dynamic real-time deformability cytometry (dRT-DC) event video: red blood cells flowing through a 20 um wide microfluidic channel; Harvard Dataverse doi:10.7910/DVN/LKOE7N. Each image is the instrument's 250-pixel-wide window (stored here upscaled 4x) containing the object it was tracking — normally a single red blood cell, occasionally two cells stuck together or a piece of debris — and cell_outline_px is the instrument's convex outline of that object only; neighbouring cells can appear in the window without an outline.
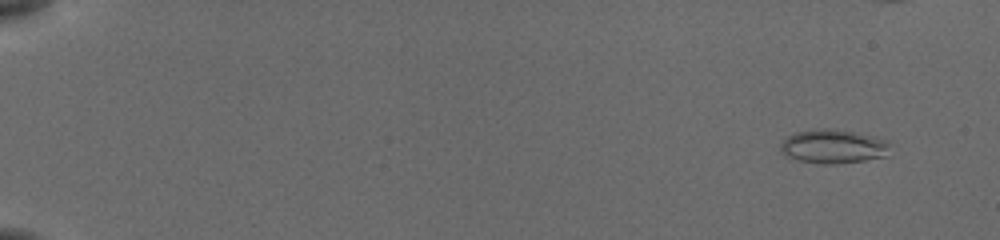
{"species": "common noctule bat (a hibernating species)", "species_latin": "Nyctalus noctula", "temperature_condition": "cold", "stored_images_in_passage": 52, "camera_frame_rate_fps": 3000, "um_per_image_px": 0.085, "animal": {"sex": "female", "body_mass_g": 19.5, "forearm_length_mm": 54.1}, "frame": {"image": 1, "passage_image": 5, "time_ms": 1.333, "image_size_px": [1000, 240], "cell_outline_px": [[888, 144], [884, 156], [864, 160], [832, 164], [824, 164], [796, 160], [784, 156], [780, 148], [780, 144], [788, 136], [796, 132], [820, 128], [832, 128], [872, 136], [888, 140]], "centroid_in_image_um": [70.75, 12.44], "position_along_channel_um": 14.2, "area_um2": 21.39}}
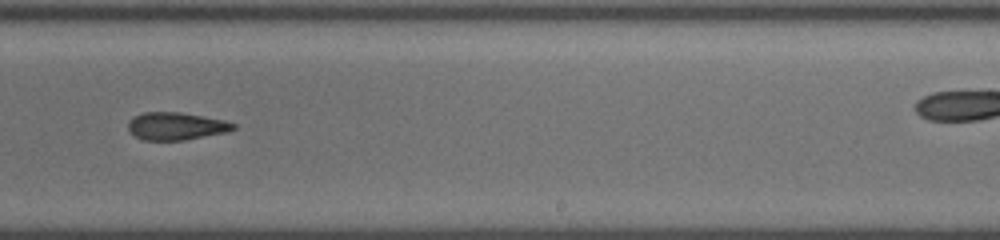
{"frame": {"image": 2, "passage_image": 38, "time_ms": 12.333, "image_size_px": [1000, 240], "cell_outline_px": [[236, 128], [228, 132], [184, 140], [140, 140], [128, 128], [128, 120], [132, 116], [144, 112], [180, 112], [224, 120], [236, 124]], "centroid_in_image_um": [14.96, 10.72], "position_along_channel_um": 274.0, "area_um2": 16.99}}
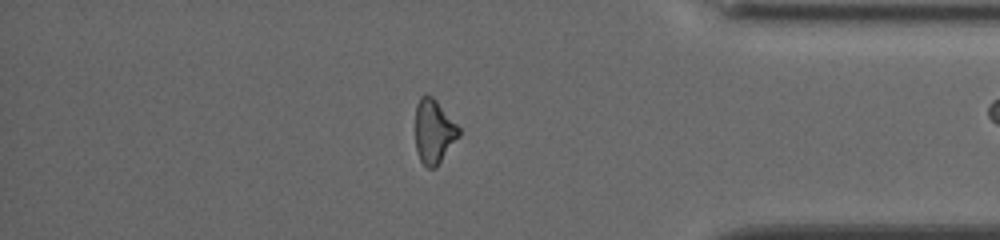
{"frame": {"image": 3, "passage_image": 49, "time_ms": 16.0, "image_size_px": [1000, 240], "cell_outline_px": [[460, 136], [436, 168], [428, 168], [420, 160], [416, 148], [416, 104], [420, 96], [424, 92], [432, 96], [436, 100], [460, 128]], "centroid_in_image_um": [36.88, 11.16], "position_along_channel_um": 398.3, "area_um2": 16.36}}